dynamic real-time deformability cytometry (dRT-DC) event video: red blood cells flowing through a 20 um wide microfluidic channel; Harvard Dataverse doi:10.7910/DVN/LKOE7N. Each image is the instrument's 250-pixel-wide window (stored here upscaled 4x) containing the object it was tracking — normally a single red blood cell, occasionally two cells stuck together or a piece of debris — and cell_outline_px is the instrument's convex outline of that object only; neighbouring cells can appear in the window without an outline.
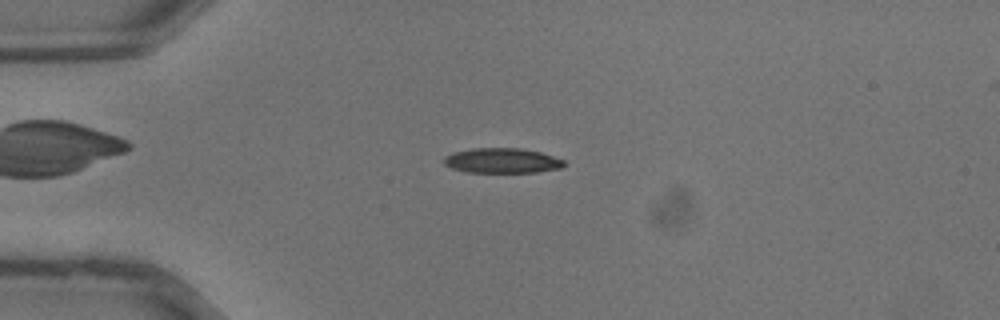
{"species": "common noctule bat (a hibernating species)", "species_latin": "Nyctalus noctula", "temperature_condition": "warm", "stored_images_in_passage": 36, "camera_frame_rate_fps": 3000, "um_per_image_px": 0.085, "animal": {"sex": "male", "body_mass_g": 13.3}, "frame": {"image": 1, "passage_image": 9, "time_ms": 2.667, "image_size_px": [1000, 320], "cell_outline_px": [[564, 164], [560, 168], [536, 172], [464, 172], [452, 168], [444, 164], [444, 156], [452, 152], [472, 148], [520, 148], [540, 152], [564, 160]], "centroid_in_image_um": [42.63, 13.65], "position_along_channel_um": 42.4, "area_um2": 17.46}}
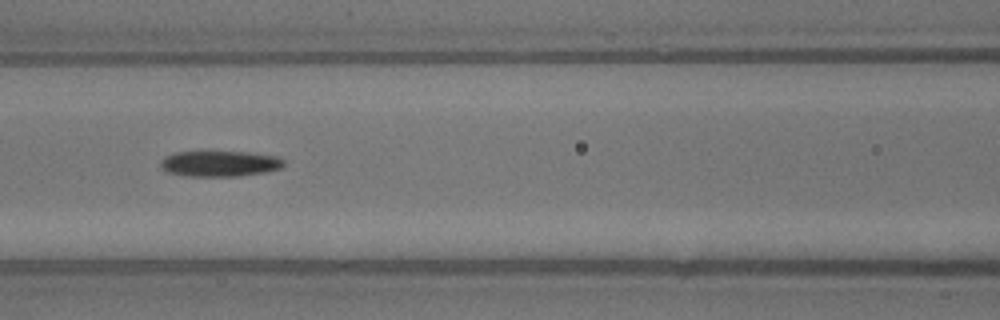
{"frame": {"image": 2, "passage_image": 16, "time_ms": 5.0, "image_size_px": [1000, 320], "cell_outline_px": [[284, 164], [280, 168], [264, 172], [240, 176], [188, 176], [164, 172], [160, 168], [160, 160], [164, 156], [176, 152], [208, 148], [248, 152], [280, 156], [284, 160]], "centroid_in_image_um": [18.61, 13.85], "position_along_channel_um": 148.0, "area_um2": 19.71}}
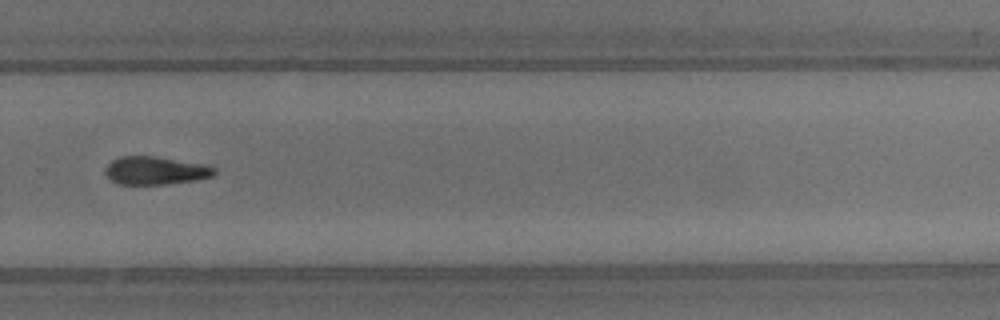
{"frame": {"image": 3, "passage_image": 25, "time_ms": 8.0, "image_size_px": [1000, 320], "cell_outline_px": [[216, 172], [212, 176], [196, 180], [164, 184], [120, 184], [112, 180], [104, 172], [104, 168], [112, 160], [120, 156], [156, 156], [204, 164], [216, 168]], "centroid_in_image_um": [13.21, 14.49], "position_along_channel_um": 316.6, "area_um2": 17.8}}